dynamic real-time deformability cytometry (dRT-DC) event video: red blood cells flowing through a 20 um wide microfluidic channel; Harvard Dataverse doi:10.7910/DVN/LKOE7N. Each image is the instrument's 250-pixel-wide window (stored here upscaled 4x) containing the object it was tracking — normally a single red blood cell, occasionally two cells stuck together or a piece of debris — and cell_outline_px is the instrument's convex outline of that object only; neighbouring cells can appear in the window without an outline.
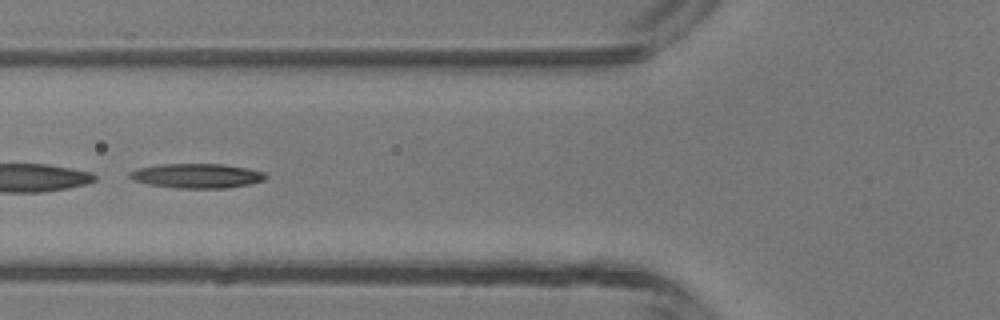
{"species": "common noctule bat (a hibernating species)", "species_latin": "Nyctalus noctula", "temperature_condition": "room temperature", "stored_images_in_passage": 4, "camera_frame_rate_fps": 3000, "um_per_image_px": 0.085, "animal": {"sex": "male", "body_mass_g": 13.3}, "frame": {"image": 1, "passage_image": 4, "time_ms": 1.0, "image_size_px": [1000, 320], "cell_outline_px": [[268, 176], [264, 180], [248, 184], [224, 188], [176, 188], [148, 184], [132, 180], [128, 176], [128, 172], [140, 168], [156, 164], [224, 164], [248, 168], [264, 172]], "centroid_in_image_um": [16.71, 14.94], "position_along_channel_um": 109.1, "area_um2": 19.48}}